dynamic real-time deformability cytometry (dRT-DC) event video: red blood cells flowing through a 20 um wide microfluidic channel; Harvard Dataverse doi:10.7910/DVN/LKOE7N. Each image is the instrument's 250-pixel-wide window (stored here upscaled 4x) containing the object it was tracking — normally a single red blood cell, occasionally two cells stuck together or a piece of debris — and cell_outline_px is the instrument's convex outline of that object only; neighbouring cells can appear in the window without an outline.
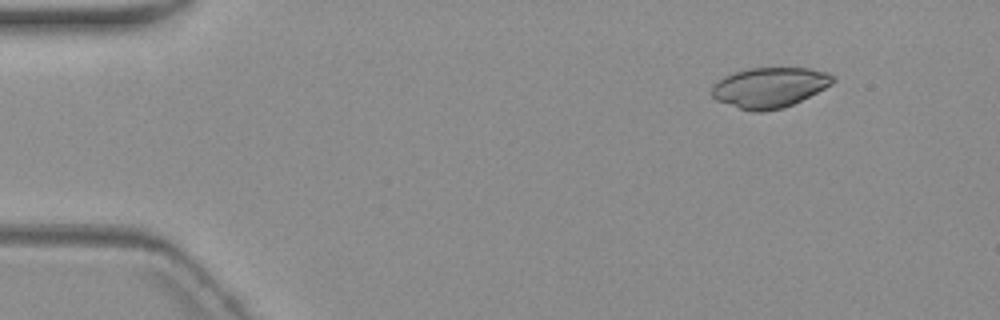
{"species": "common noctule bat (a hibernating species)", "species_latin": "Nyctalus noctula", "temperature_condition": "warm", "stored_images_in_passage": 4, "camera_frame_rate_fps": 3000, "um_per_image_px": 0.085, "animal": {"sex": "female", "body_mass_g": 19.3, "forearm_length_mm": 54.1}, "frame": {"image": 1, "passage_image": 1, "time_ms": 0.0, "image_size_px": [1000, 320], "cell_outline_px": [[836, 80], [832, 84], [784, 108], [764, 112], [752, 112], [716, 100], [712, 96], [712, 84], [724, 76], [748, 68], [808, 68], [828, 72], [836, 76]], "centroid_in_image_um": [65.42, 7.43], "position_along_channel_um": 19.6, "area_um2": 28.38}}